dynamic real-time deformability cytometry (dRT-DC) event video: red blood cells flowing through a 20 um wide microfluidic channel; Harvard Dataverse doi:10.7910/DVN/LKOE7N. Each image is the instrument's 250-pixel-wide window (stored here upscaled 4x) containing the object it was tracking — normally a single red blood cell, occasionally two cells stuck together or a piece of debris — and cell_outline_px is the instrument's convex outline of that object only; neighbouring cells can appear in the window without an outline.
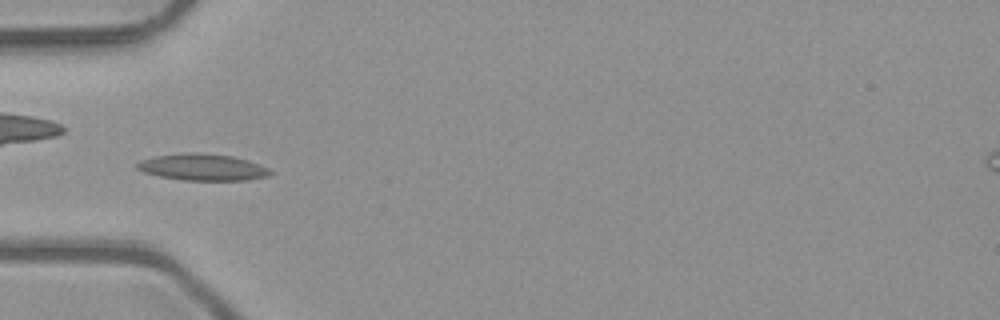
{"species": "common noctule bat (a hibernating species)", "species_latin": "Nyctalus noctula", "temperature_condition": "room temperature", "stored_images_in_passage": 5, "camera_frame_rate_fps": 3000, "um_per_image_px": 0.085, "animal": {"sex": "male", "body_mass_g": 23.1, "forearm_length_mm": 52.7}, "frame": {"image": 1, "passage_image": 5, "time_ms": 1.333, "image_size_px": [1000, 320], "cell_outline_px": [[272, 172], [268, 176], [248, 180], [184, 180], [160, 176], [144, 172], [136, 168], [136, 164], [140, 160], [156, 156], [184, 152], [196, 152], [232, 156], [248, 160], [260, 164], [268, 168]], "centroid_in_image_um": [17.22, 14.2], "position_along_channel_um": 67.8, "area_um2": 20.63}}